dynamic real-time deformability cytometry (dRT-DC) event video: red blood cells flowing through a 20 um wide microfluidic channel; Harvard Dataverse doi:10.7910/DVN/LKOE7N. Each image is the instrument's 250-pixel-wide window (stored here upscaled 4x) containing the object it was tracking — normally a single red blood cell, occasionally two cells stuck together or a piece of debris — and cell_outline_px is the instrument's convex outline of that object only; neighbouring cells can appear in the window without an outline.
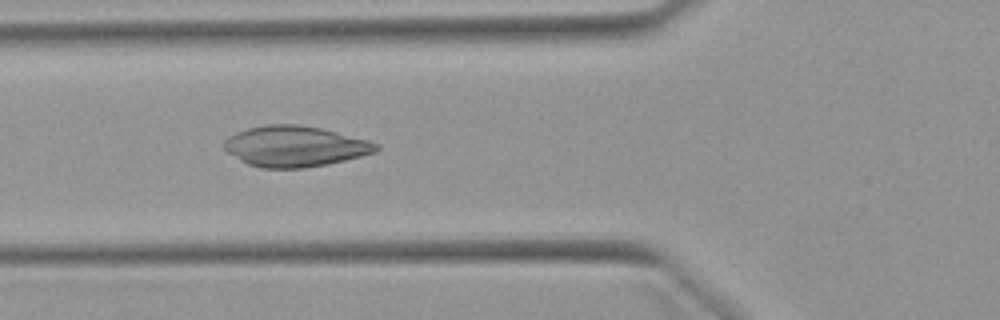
{"species": "Egyptian fruit bat (a non-hibernating species)", "species_latin": "Rousettus aegyptiacus", "temperature_condition": "warm", "stored_images_in_passage": 41, "camera_frame_rate_fps": 3000, "um_per_image_px": 0.085, "animal": {"sex": "female"}, "frame": {"image": 1, "passage_image": 8, "time_ms": 2.333, "image_size_px": [1000, 320], "cell_outline_px": [[380, 148], [376, 152], [328, 164], [304, 168], [260, 168], [248, 164], [240, 160], [228, 152], [224, 148], [224, 140], [228, 136], [236, 132], [248, 128], [264, 124], [296, 124], [320, 128], [368, 140], [380, 144]], "centroid_in_image_um": [25.06, 12.44], "position_along_channel_um": 100.7, "area_um2": 36.07}}
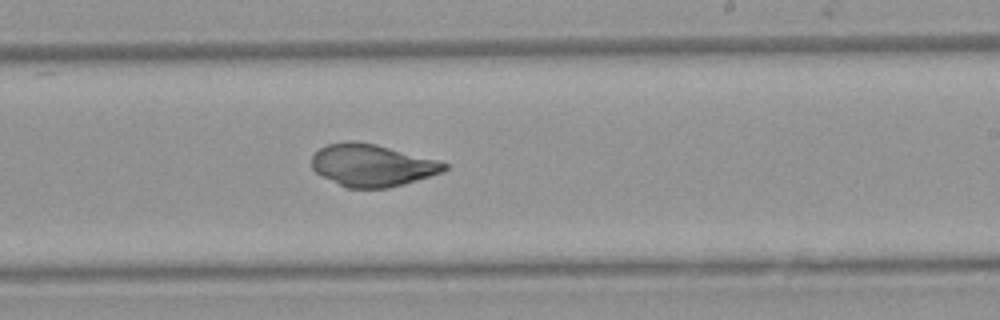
{"frame": {"image": 2, "passage_image": 20, "time_ms": 6.333, "image_size_px": [1000, 320], "cell_outline_px": [[448, 168], [444, 172], [404, 184], [388, 188], [348, 188], [320, 176], [312, 168], [312, 156], [320, 148], [328, 144], [348, 140], [356, 140], [376, 144], [440, 160], [448, 164]], "centroid_in_image_um": [31.65, 14.04], "position_along_channel_um": 257.4, "area_um2": 32.95}}
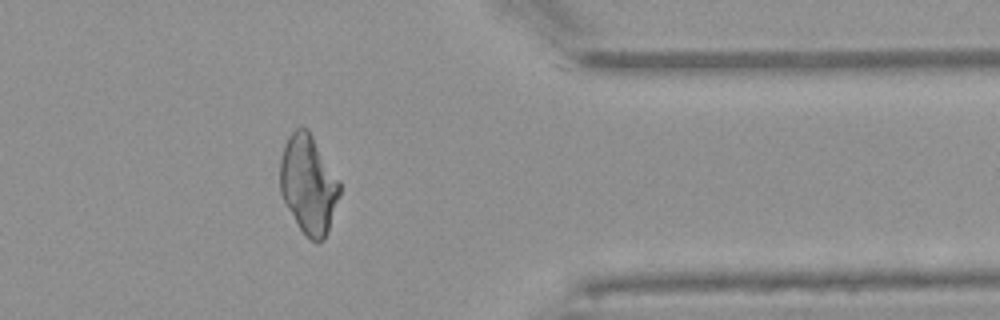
{"frame": {"image": 3, "passage_image": 31, "time_ms": 10.0, "image_size_px": [1000, 320], "cell_outline_px": [[340, 196], [328, 232], [324, 240], [316, 244], [300, 228], [288, 208], [280, 192], [280, 160], [284, 144], [288, 136], [296, 128], [308, 128], [340, 180]], "centroid_in_image_um": [26.24, 15.66], "position_along_channel_um": 385.2, "area_um2": 34.33}}